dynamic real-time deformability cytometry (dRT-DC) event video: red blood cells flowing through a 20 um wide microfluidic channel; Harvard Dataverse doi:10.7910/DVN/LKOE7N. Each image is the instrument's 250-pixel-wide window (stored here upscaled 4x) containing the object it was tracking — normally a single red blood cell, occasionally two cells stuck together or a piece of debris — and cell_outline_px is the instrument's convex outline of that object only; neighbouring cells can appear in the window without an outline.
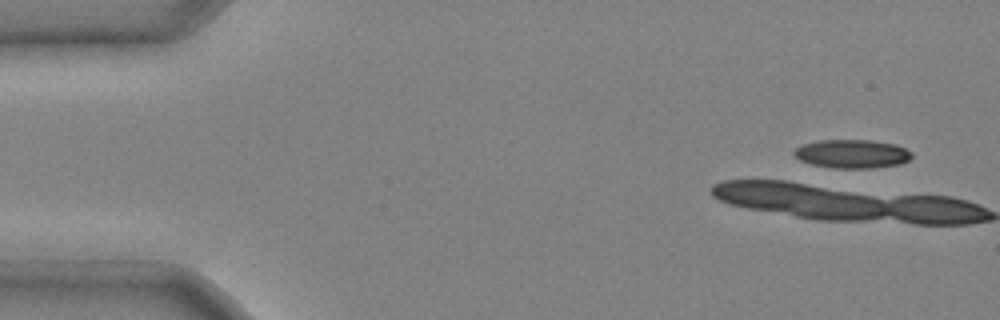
{"species": "common noctule bat (a hibernating species)", "species_latin": "Nyctalus noctula", "temperature_condition": "cold", "stored_images_in_passage": 5, "camera_frame_rate_fps": 3000, "um_per_image_px": 0.085, "animal": {"sex": "male", "body_mass_g": 20.4}, "frame": {"image": 1, "passage_image": 1, "time_ms": 0.0, "image_size_px": [1000, 320], "cell_outline_px": [[912, 156], [908, 160], [900, 164], [872, 168], [832, 168], [812, 164], [800, 160], [792, 152], [796, 148], [804, 144], [820, 140], [872, 140], [896, 144], [912, 152]], "centroid_in_image_um": [72.44, 13.07], "position_along_channel_um": 12.6, "area_um2": 19.59}}
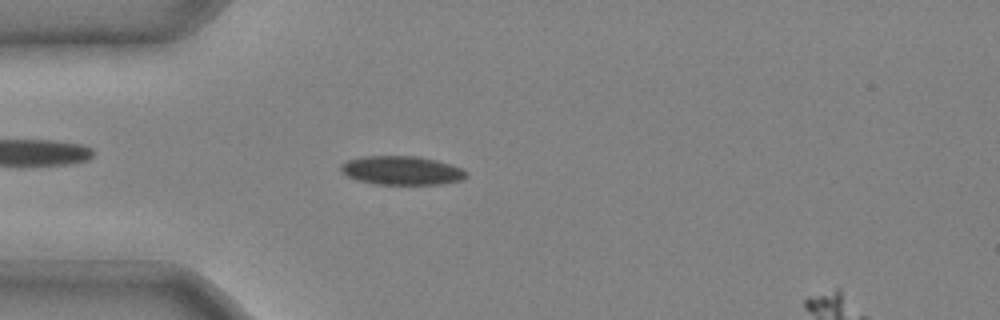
{"frame": {"image": 2, "passage_image": 5, "time_ms": 1.333, "image_size_px": [1000, 320], "cell_outline_px": [[468, 176], [464, 180], [440, 184], [376, 184], [356, 180], [340, 172], [340, 164], [348, 160], [364, 156], [416, 156], [436, 160], [464, 168], [468, 172]], "centroid_in_image_um": [34.17, 14.49], "position_along_channel_um": 50.8, "area_um2": 21.27}}